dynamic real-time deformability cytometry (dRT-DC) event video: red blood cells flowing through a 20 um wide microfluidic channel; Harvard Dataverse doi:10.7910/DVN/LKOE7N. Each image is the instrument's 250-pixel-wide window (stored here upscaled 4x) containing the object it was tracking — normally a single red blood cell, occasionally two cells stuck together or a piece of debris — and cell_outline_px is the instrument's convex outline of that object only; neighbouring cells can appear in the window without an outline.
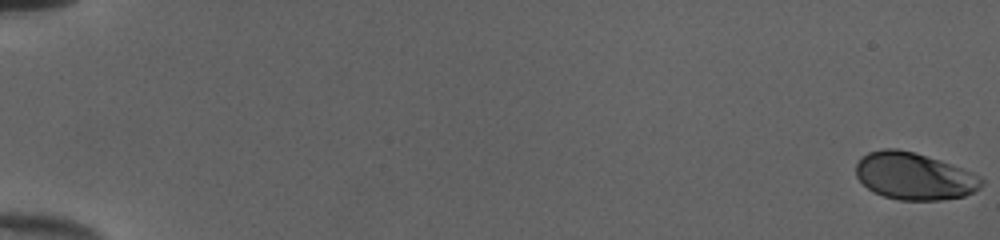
{"species": "human", "species_latin": "Homo sapiens", "temperature_condition": "cold", "stored_images_in_passage": 53, "camera_frame_rate_fps": 3000, "um_per_image_px": 0.085, "donor": {"sex": "female"}, "frame": {"image": 1, "passage_image": 1, "time_ms": 0.0, "image_size_px": [1000, 240], "cell_outline_px": [[984, 184], [980, 188], [964, 196], [940, 200], [900, 200], [884, 196], [872, 192], [856, 176], [856, 164], [868, 152], [884, 148], [896, 148], [916, 152], [940, 160], [972, 172], [980, 176], [984, 180]], "centroid_in_image_um": [77.72, 14.97], "position_along_channel_um": 7.3, "area_um2": 34.51}}
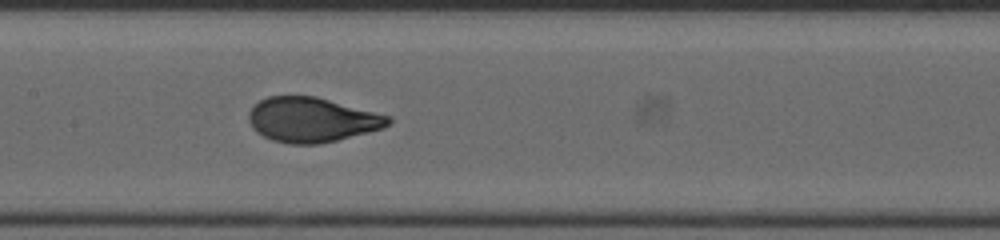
{"frame": {"image": 2, "passage_image": 29, "time_ms": 9.333, "image_size_px": [1000, 240], "cell_outline_px": [[392, 120], [384, 128], [320, 144], [288, 144], [272, 140], [256, 132], [252, 128], [248, 120], [248, 112], [252, 104], [268, 96], [316, 96], [392, 116]], "centroid_in_image_um": [26.48, 10.17], "position_along_channel_um": 180.9, "area_um2": 36.65}}
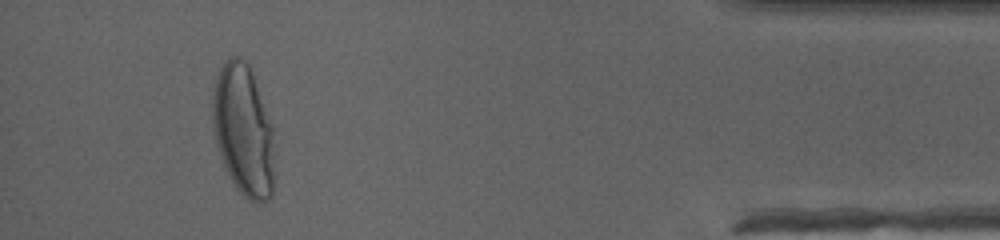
{"frame": {"image": 3, "passage_image": 50, "time_ms": 16.333, "image_size_px": [1000, 240], "cell_outline_px": [[272, 196], [268, 200], [256, 204], [248, 200], [236, 188], [224, 164], [216, 144], [212, 128], [212, 104], [216, 80], [220, 68], [224, 60], [232, 56], [240, 56], [248, 64], [252, 72], [272, 124]], "centroid_in_image_um": [20.67, 11.06], "position_along_channel_um": 414.5, "area_um2": 46.99}, "authors_computed_cell_mechanics": {"area_um2": 36.414, "velocity_mm_per_s": 4.0271, "shape_relaxation_time_tau1_ms": 4.3359, "shape_relaxation_time_tau2_ms": null, "deformation_change_tau1": 0.2103, "deformation_change_tau2": null}}